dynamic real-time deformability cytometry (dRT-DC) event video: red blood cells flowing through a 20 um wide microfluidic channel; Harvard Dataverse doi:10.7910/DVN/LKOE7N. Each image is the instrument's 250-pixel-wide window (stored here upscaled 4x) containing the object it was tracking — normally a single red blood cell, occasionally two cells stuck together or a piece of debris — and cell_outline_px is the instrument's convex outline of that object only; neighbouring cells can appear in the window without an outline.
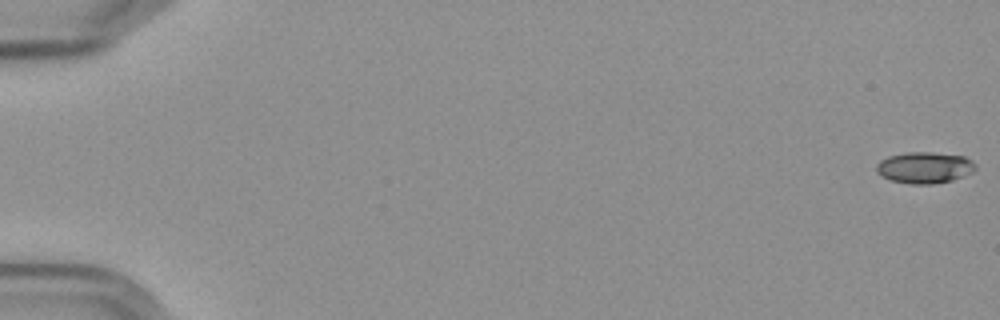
{"species": "Egyptian fruit bat (a non-hibernating species)", "species_latin": "Rousettus aegyptiacus", "temperature_condition": "cold", "stored_images_in_passage": 58, "camera_frame_rate_fps": 3000, "um_per_image_px": 0.085, "frame": {"image": 1, "passage_image": 1, "time_ms": 0.0, "image_size_px": [1000, 320], "cell_outline_px": [[976, 168], [972, 172], [952, 180], [932, 184], [912, 184], [892, 180], [880, 176], [876, 172], [876, 164], [880, 160], [888, 156], [904, 152], [932, 152], [964, 156], [972, 160], [976, 164]], "centroid_in_image_um": [78.57, 14.23], "position_along_channel_um": 6.4, "area_um2": 18.21}}
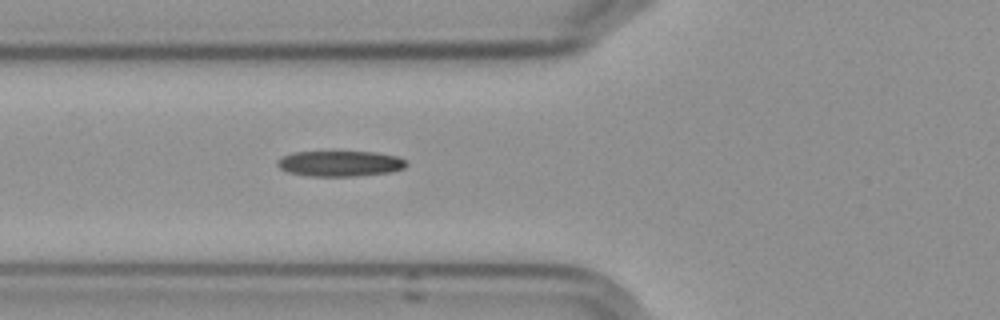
{"frame": {"image": 2, "passage_image": 23, "time_ms": 7.333, "image_size_px": [1000, 320], "cell_outline_px": [[408, 164], [404, 168], [392, 172], [356, 176], [312, 176], [288, 172], [280, 168], [276, 164], [276, 160], [284, 156], [296, 152], [376, 152], [396, 156], [404, 160]], "centroid_in_image_um": [28.92, 13.91], "position_along_channel_um": 96.9, "area_um2": 19.13}}
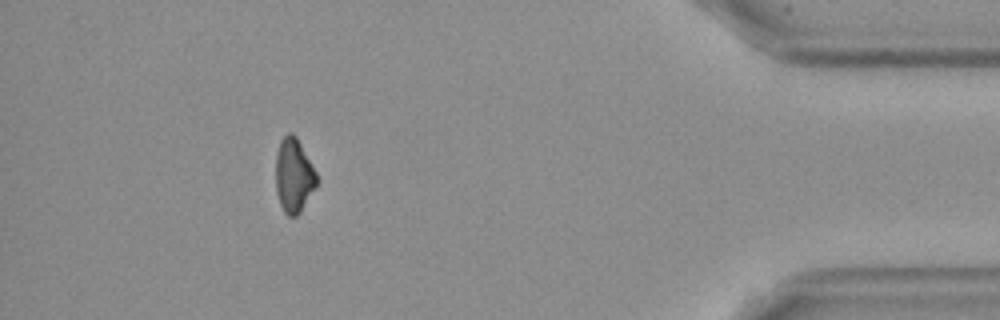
{"frame": {"image": 3, "passage_image": 53, "time_ms": 17.333, "image_size_px": [1000, 320], "cell_outline_px": [[320, 180], [316, 188], [300, 212], [296, 216], [288, 216], [284, 212], [280, 204], [276, 188], [276, 152], [280, 140], [288, 132], [292, 132], [296, 136], [316, 172]], "centroid_in_image_um": [24.99, 14.91], "position_along_channel_um": 410.2, "area_um2": 17.86}}